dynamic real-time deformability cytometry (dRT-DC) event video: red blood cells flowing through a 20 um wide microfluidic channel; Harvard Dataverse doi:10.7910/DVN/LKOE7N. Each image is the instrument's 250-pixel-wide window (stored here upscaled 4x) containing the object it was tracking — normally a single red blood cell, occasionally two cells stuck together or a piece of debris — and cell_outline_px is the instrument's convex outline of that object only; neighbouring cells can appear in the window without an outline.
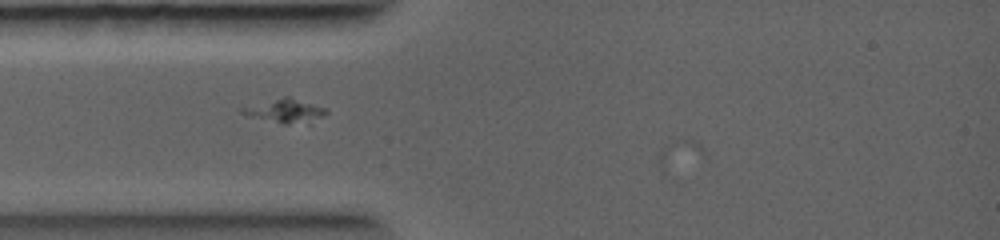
{"species": "common noctule bat (a hibernating species)", "species_latin": "Nyctalus noctula", "temperature_condition": "warm", "stored_images_in_passage": 41, "camera_frame_rate_fps": 5000, "um_per_image_px": 0.085, "animal": {"sex": "female", "body_mass_g": 19.0, "forearm_length_mm": 56.7}, "frame": {"image": 1, "passage_image": 3, "time_ms": 0.6, "image_size_px": [1000, 240], "cell_outline_px": [[328, 112], [324, 116], [308, 124], [284, 124], [248, 116], [240, 112], [240, 108], [284, 96], [288, 96], [328, 108]], "centroid_in_image_um": [24.3, 9.43], "position_along_channel_um": 60.7, "area_um2": 11.79}}
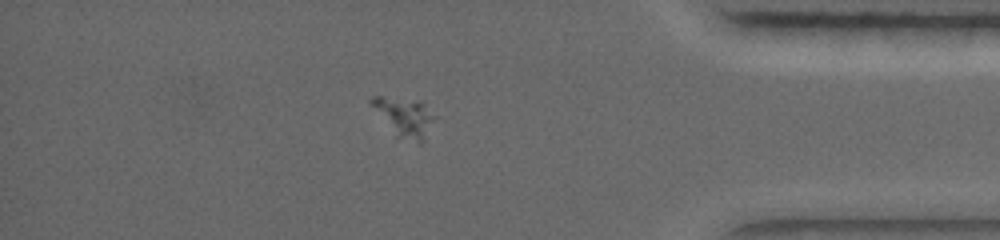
{"frame": {"image": 2, "passage_image": 31, "time_ms": 6.6, "image_size_px": [1000, 240], "cell_outline_px": [[440, 116], [424, 140], [420, 144], [396, 136], [368, 104], [368, 100], [372, 96], [380, 96], [424, 100]], "centroid_in_image_um": [34.46, 9.91], "position_along_channel_um": 400.7, "area_um2": 15.43}}
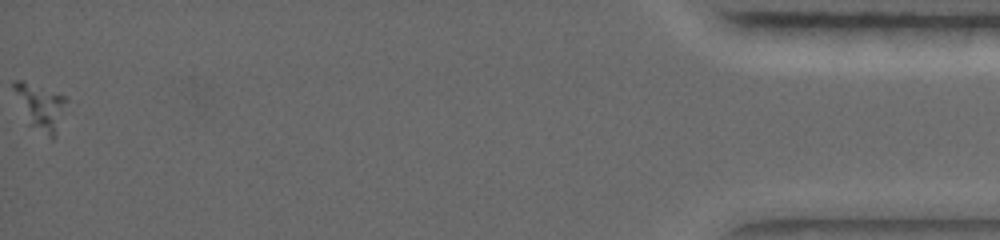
{"frame": {"image": 3, "passage_image": 41, "time_ms": 8.8, "image_size_px": [1000, 240], "cell_outline_px": [[68, 96], [56, 136], [52, 140], [28, 124], [12, 88], [12, 80], [20, 80]], "centroid_in_image_um": [3.44, 9.08], "position_along_channel_um": 431.8, "area_um2": 14.05}}